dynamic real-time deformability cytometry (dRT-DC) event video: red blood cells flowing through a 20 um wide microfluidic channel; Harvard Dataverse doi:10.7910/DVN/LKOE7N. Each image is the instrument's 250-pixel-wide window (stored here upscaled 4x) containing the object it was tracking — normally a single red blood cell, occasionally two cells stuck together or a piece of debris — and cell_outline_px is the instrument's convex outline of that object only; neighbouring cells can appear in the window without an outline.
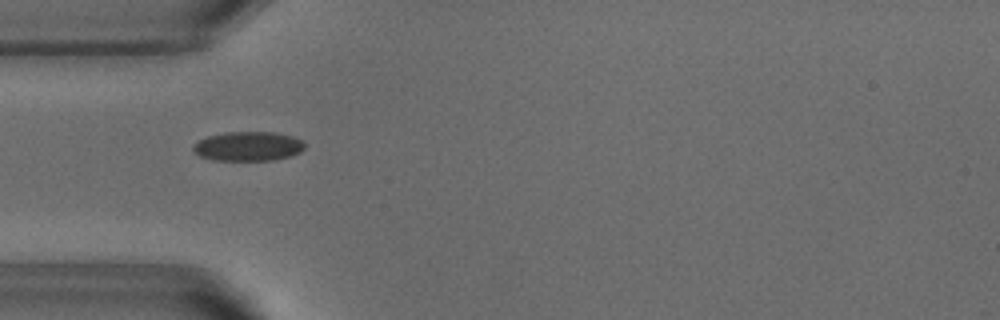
{"species": "common noctule bat (a hibernating species)", "species_latin": "Nyctalus noctula", "temperature_condition": "warm", "stored_images_in_passage": 53, "camera_frame_rate_fps": 3000, "um_per_image_px": 0.085, "animal": {"sex": "male", "body_mass_g": 18.8}, "frame": {"image": 1, "passage_image": 16, "time_ms": 5.0, "image_size_px": [1000, 320], "cell_outline_px": [[304, 148], [300, 152], [292, 156], [276, 160], [212, 160], [200, 156], [192, 148], [192, 144], [208, 136], [224, 132], [276, 132], [292, 136], [300, 140], [304, 144]], "centroid_in_image_um": [21.09, 12.43], "position_along_channel_um": 63.9, "area_um2": 19.13}}
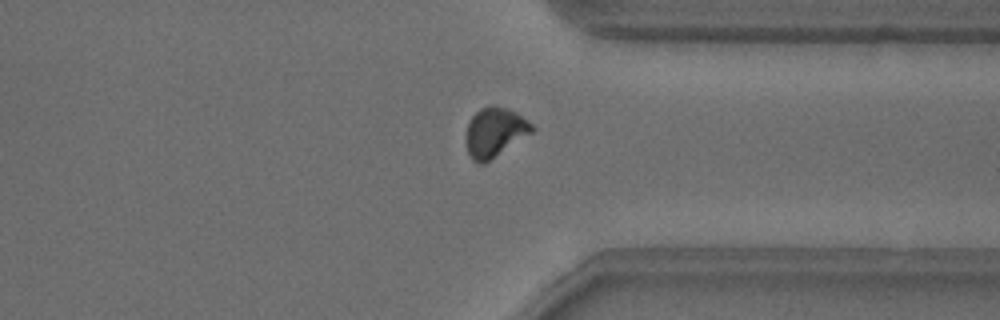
{"frame": {"image": 2, "passage_image": 40, "time_ms": 13.0, "image_size_px": [1000, 320], "cell_outline_px": [[536, 128], [532, 132], [484, 164], [480, 164], [472, 160], [468, 152], [464, 140], [464, 136], [468, 120], [480, 108], [492, 104], [508, 108], [516, 112], [532, 124]], "centroid_in_image_um": [42.01, 11.23], "position_along_channel_um": 369.4, "area_um2": 19.25}}
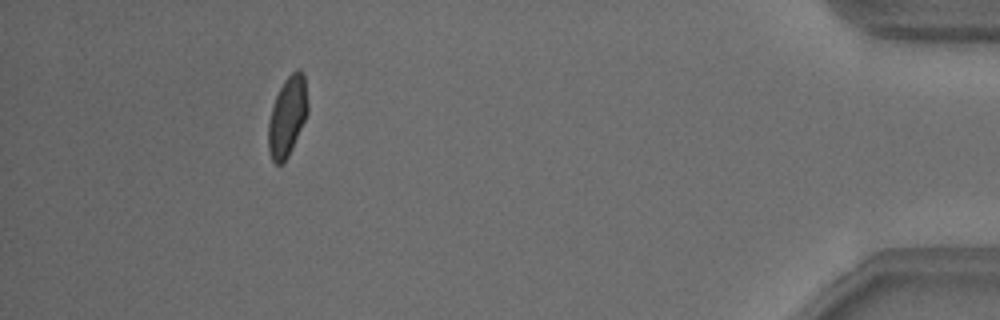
{"frame": {"image": 3, "passage_image": 48, "time_ms": 15.667, "image_size_px": [1000, 320], "cell_outline_px": [[308, 112], [292, 148], [288, 156], [280, 164], [276, 164], [272, 160], [268, 152], [268, 120], [276, 96], [284, 80], [296, 68], [300, 68], [304, 72], [308, 104]], "centroid_in_image_um": [24.43, 9.86], "position_along_channel_um": 410.8, "area_um2": 18.32}, "authors_computed_cell_mechanics": {"area_um2": 18.7272, "velocity_mm_per_s": 3.8352, "shape_relaxation_time_tau1_ms": 6.3663, "shape_relaxation_time_tau2_ms": null, "deformation_change_tau1": 0.1479, "deformation_change_tau2": null}}